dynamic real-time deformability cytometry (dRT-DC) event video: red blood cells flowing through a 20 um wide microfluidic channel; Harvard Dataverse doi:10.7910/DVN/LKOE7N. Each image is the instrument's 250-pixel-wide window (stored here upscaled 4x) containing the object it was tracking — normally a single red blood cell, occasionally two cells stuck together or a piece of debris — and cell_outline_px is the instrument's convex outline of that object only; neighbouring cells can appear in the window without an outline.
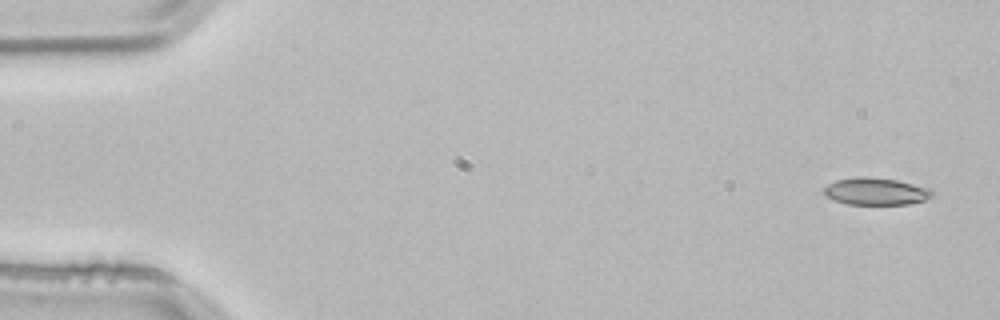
{"species": "common noctule bat (a hibernating species)", "species_latin": "Nyctalus noctula", "temperature_condition": "room temperature", "stored_images_in_passage": 4, "camera_frame_rate_fps": 3000, "um_per_image_px": 0.085, "animal": {"sex": "male", "body_mass_g": 21.5, "forearm_length_mm": 52.0}, "frame": {"image": 1, "passage_image": 1, "time_ms": 0.0, "image_size_px": [1000, 320], "cell_outline_px": [[932, 196], [924, 200], [908, 204], [848, 204], [836, 200], [828, 196], [824, 192], [824, 188], [828, 184], [836, 180], [896, 180], [928, 188], [932, 192]], "centroid_in_image_um": [74.49, 16.32], "position_along_channel_um": 10.5, "area_um2": 15.84}}
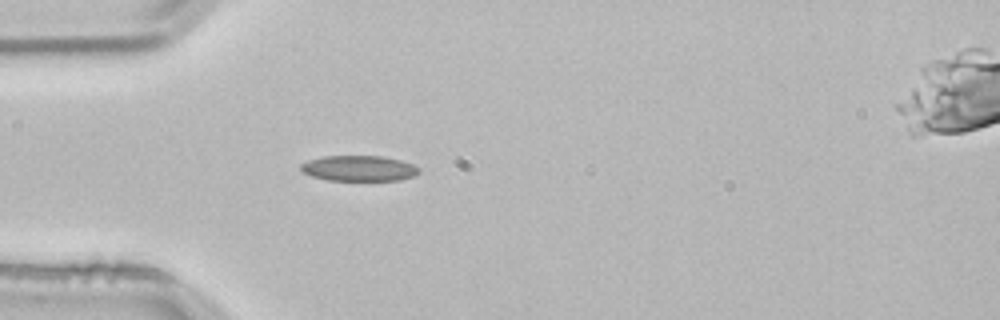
{"frame": {"image": 2, "passage_image": 4, "time_ms": 1.0, "image_size_px": [1000, 320], "cell_outline_px": [[420, 168], [416, 176], [400, 180], [328, 180], [312, 176], [304, 172], [300, 168], [300, 164], [308, 160], [324, 156], [380, 156], [400, 160], [412, 164]], "centroid_in_image_um": [30.52, 14.31], "position_along_channel_um": 54.5, "area_um2": 17.51}}